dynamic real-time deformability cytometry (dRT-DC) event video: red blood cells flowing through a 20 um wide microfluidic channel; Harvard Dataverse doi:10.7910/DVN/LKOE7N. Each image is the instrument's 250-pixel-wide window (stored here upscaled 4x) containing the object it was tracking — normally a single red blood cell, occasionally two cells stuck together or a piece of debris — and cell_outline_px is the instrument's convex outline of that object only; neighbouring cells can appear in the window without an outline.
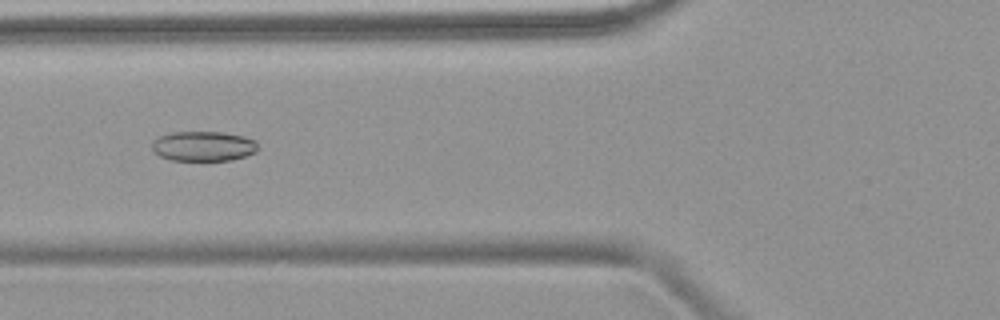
{"species": "common noctule bat (a hibernating species)", "species_latin": "Nyctalus noctula", "temperature_condition": "warm", "stored_images_in_passage": 5, "camera_frame_rate_fps": 3000, "um_per_image_px": 0.085, "animal": {"sex": "female", "body_mass_g": 18.4}, "frame": {"image": 1, "passage_image": 4, "time_ms": 3.333, "image_size_px": [1000, 320], "cell_outline_px": [[260, 148], [256, 152], [232, 160], [172, 160], [160, 156], [152, 152], [152, 140], [160, 136], [172, 132], [220, 132], [244, 136], [256, 140]], "centroid_in_image_um": [17.3, 12.42], "position_along_channel_um": 108.5, "area_um2": 18.61}}
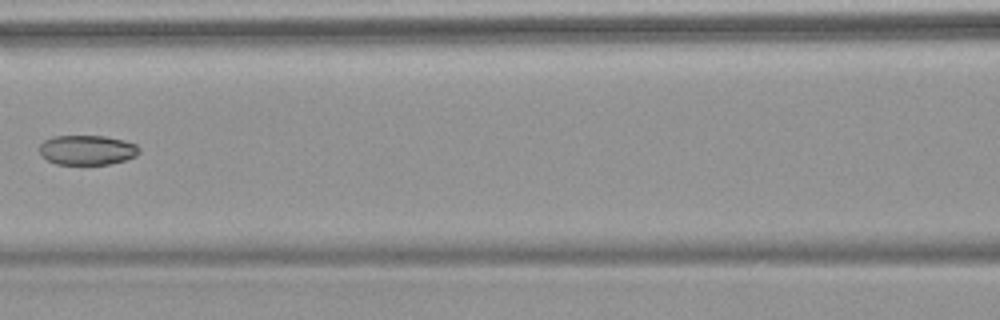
{"frame": {"image": 2, "passage_image": 5, "time_ms": 4.667, "image_size_px": [1000, 320], "cell_outline_px": [[140, 152], [136, 156], [124, 160], [108, 164], [56, 164], [40, 156], [40, 144], [44, 140], [52, 136], [104, 136], [124, 140], [136, 144], [140, 148]], "centroid_in_image_um": [7.4, 12.74], "position_along_channel_um": 159.2, "area_um2": 17.34}}